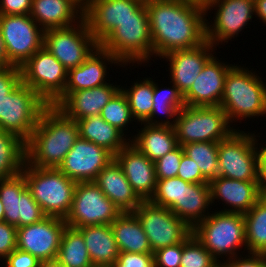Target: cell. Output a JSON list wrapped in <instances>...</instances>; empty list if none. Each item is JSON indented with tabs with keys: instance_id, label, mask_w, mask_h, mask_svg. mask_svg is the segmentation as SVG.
Segmentation results:
<instances>
[{
	"instance_id": "23",
	"label": "cell",
	"mask_w": 266,
	"mask_h": 267,
	"mask_svg": "<svg viewBox=\"0 0 266 267\" xmlns=\"http://www.w3.org/2000/svg\"><path fill=\"white\" fill-rule=\"evenodd\" d=\"M114 160L137 195L142 200H150L157 183L154 162L130 142L114 156Z\"/></svg>"
},
{
	"instance_id": "39",
	"label": "cell",
	"mask_w": 266,
	"mask_h": 267,
	"mask_svg": "<svg viewBox=\"0 0 266 267\" xmlns=\"http://www.w3.org/2000/svg\"><path fill=\"white\" fill-rule=\"evenodd\" d=\"M100 116L103 120L116 127L123 134L125 133V136L128 137L129 135L126 134L128 125L133 121L136 122L132 116L127 97L121 89L103 107Z\"/></svg>"
},
{
	"instance_id": "44",
	"label": "cell",
	"mask_w": 266,
	"mask_h": 267,
	"mask_svg": "<svg viewBox=\"0 0 266 267\" xmlns=\"http://www.w3.org/2000/svg\"><path fill=\"white\" fill-rule=\"evenodd\" d=\"M113 267H155L153 253L120 252Z\"/></svg>"
},
{
	"instance_id": "20",
	"label": "cell",
	"mask_w": 266,
	"mask_h": 267,
	"mask_svg": "<svg viewBox=\"0 0 266 267\" xmlns=\"http://www.w3.org/2000/svg\"><path fill=\"white\" fill-rule=\"evenodd\" d=\"M226 63L228 62H221L215 55L206 62L189 91L183 96L185 106H220L226 75L234 66Z\"/></svg>"
},
{
	"instance_id": "26",
	"label": "cell",
	"mask_w": 266,
	"mask_h": 267,
	"mask_svg": "<svg viewBox=\"0 0 266 267\" xmlns=\"http://www.w3.org/2000/svg\"><path fill=\"white\" fill-rule=\"evenodd\" d=\"M79 0H32L30 16L45 31L70 27L83 18Z\"/></svg>"
},
{
	"instance_id": "15",
	"label": "cell",
	"mask_w": 266,
	"mask_h": 267,
	"mask_svg": "<svg viewBox=\"0 0 266 267\" xmlns=\"http://www.w3.org/2000/svg\"><path fill=\"white\" fill-rule=\"evenodd\" d=\"M204 7L206 14L214 7L217 10L210 21L214 23L206 18V40L214 47L237 37L255 16L254 0H211Z\"/></svg>"
},
{
	"instance_id": "58",
	"label": "cell",
	"mask_w": 266,
	"mask_h": 267,
	"mask_svg": "<svg viewBox=\"0 0 266 267\" xmlns=\"http://www.w3.org/2000/svg\"><path fill=\"white\" fill-rule=\"evenodd\" d=\"M216 267H223V265L221 263H219Z\"/></svg>"
},
{
	"instance_id": "17",
	"label": "cell",
	"mask_w": 266,
	"mask_h": 267,
	"mask_svg": "<svg viewBox=\"0 0 266 267\" xmlns=\"http://www.w3.org/2000/svg\"><path fill=\"white\" fill-rule=\"evenodd\" d=\"M144 3L145 0H88L83 17L100 44L119 24L136 19V11Z\"/></svg>"
},
{
	"instance_id": "30",
	"label": "cell",
	"mask_w": 266,
	"mask_h": 267,
	"mask_svg": "<svg viewBox=\"0 0 266 267\" xmlns=\"http://www.w3.org/2000/svg\"><path fill=\"white\" fill-rule=\"evenodd\" d=\"M141 125L144 126L135 136H131L130 143L151 161H157L179 146L174 127L146 123Z\"/></svg>"
},
{
	"instance_id": "43",
	"label": "cell",
	"mask_w": 266,
	"mask_h": 267,
	"mask_svg": "<svg viewBox=\"0 0 266 267\" xmlns=\"http://www.w3.org/2000/svg\"><path fill=\"white\" fill-rule=\"evenodd\" d=\"M183 242L153 252L155 267H180Z\"/></svg>"
},
{
	"instance_id": "14",
	"label": "cell",
	"mask_w": 266,
	"mask_h": 267,
	"mask_svg": "<svg viewBox=\"0 0 266 267\" xmlns=\"http://www.w3.org/2000/svg\"><path fill=\"white\" fill-rule=\"evenodd\" d=\"M120 214L121 211L104 195L95 182H78L65 223L75 229L111 224Z\"/></svg>"
},
{
	"instance_id": "29",
	"label": "cell",
	"mask_w": 266,
	"mask_h": 267,
	"mask_svg": "<svg viewBox=\"0 0 266 267\" xmlns=\"http://www.w3.org/2000/svg\"><path fill=\"white\" fill-rule=\"evenodd\" d=\"M210 206L212 203L209 183H189L183 180L181 200L171 211L193 229L210 214Z\"/></svg>"
},
{
	"instance_id": "16",
	"label": "cell",
	"mask_w": 266,
	"mask_h": 267,
	"mask_svg": "<svg viewBox=\"0 0 266 267\" xmlns=\"http://www.w3.org/2000/svg\"><path fill=\"white\" fill-rule=\"evenodd\" d=\"M0 199L4 207V221L16 228L34 224L46 217L27 188L22 173L0 179Z\"/></svg>"
},
{
	"instance_id": "12",
	"label": "cell",
	"mask_w": 266,
	"mask_h": 267,
	"mask_svg": "<svg viewBox=\"0 0 266 267\" xmlns=\"http://www.w3.org/2000/svg\"><path fill=\"white\" fill-rule=\"evenodd\" d=\"M142 224L152 252L184 242L192 228L168 208L143 200L133 212Z\"/></svg>"
},
{
	"instance_id": "18",
	"label": "cell",
	"mask_w": 266,
	"mask_h": 267,
	"mask_svg": "<svg viewBox=\"0 0 266 267\" xmlns=\"http://www.w3.org/2000/svg\"><path fill=\"white\" fill-rule=\"evenodd\" d=\"M66 226L65 219L46 216L39 222L17 228V248L41 262L56 259Z\"/></svg>"
},
{
	"instance_id": "42",
	"label": "cell",
	"mask_w": 266,
	"mask_h": 267,
	"mask_svg": "<svg viewBox=\"0 0 266 267\" xmlns=\"http://www.w3.org/2000/svg\"><path fill=\"white\" fill-rule=\"evenodd\" d=\"M183 153V148L179 145L176 149L155 161L156 179L177 177Z\"/></svg>"
},
{
	"instance_id": "10",
	"label": "cell",
	"mask_w": 266,
	"mask_h": 267,
	"mask_svg": "<svg viewBox=\"0 0 266 267\" xmlns=\"http://www.w3.org/2000/svg\"><path fill=\"white\" fill-rule=\"evenodd\" d=\"M99 45L84 17L73 26L44 31L43 46L67 71L80 66Z\"/></svg>"
},
{
	"instance_id": "37",
	"label": "cell",
	"mask_w": 266,
	"mask_h": 267,
	"mask_svg": "<svg viewBox=\"0 0 266 267\" xmlns=\"http://www.w3.org/2000/svg\"><path fill=\"white\" fill-rule=\"evenodd\" d=\"M122 92L126 95L133 118L140 124L144 123L152 113L154 80L152 78H143L134 81L131 88H123Z\"/></svg>"
},
{
	"instance_id": "4",
	"label": "cell",
	"mask_w": 266,
	"mask_h": 267,
	"mask_svg": "<svg viewBox=\"0 0 266 267\" xmlns=\"http://www.w3.org/2000/svg\"><path fill=\"white\" fill-rule=\"evenodd\" d=\"M27 188L46 216L66 219L77 183L58 168H38L23 165Z\"/></svg>"
},
{
	"instance_id": "24",
	"label": "cell",
	"mask_w": 266,
	"mask_h": 267,
	"mask_svg": "<svg viewBox=\"0 0 266 267\" xmlns=\"http://www.w3.org/2000/svg\"><path fill=\"white\" fill-rule=\"evenodd\" d=\"M260 181H241L217 176L210 184L211 203L221 200L228 207L221 212L242 213L248 212L262 197ZM230 208V209H229Z\"/></svg>"
},
{
	"instance_id": "33",
	"label": "cell",
	"mask_w": 266,
	"mask_h": 267,
	"mask_svg": "<svg viewBox=\"0 0 266 267\" xmlns=\"http://www.w3.org/2000/svg\"><path fill=\"white\" fill-rule=\"evenodd\" d=\"M171 88L165 86L159 88L158 82L154 81L153 109L151 116L144 122L148 125L175 126L178 112L185 106L183 95L172 83ZM159 114L165 115L164 120L160 119ZM154 117L157 119H154ZM170 118V119H169Z\"/></svg>"
},
{
	"instance_id": "48",
	"label": "cell",
	"mask_w": 266,
	"mask_h": 267,
	"mask_svg": "<svg viewBox=\"0 0 266 267\" xmlns=\"http://www.w3.org/2000/svg\"><path fill=\"white\" fill-rule=\"evenodd\" d=\"M225 260L221 262L223 267H266V254L248 252L245 257L240 254Z\"/></svg>"
},
{
	"instance_id": "22",
	"label": "cell",
	"mask_w": 266,
	"mask_h": 267,
	"mask_svg": "<svg viewBox=\"0 0 266 267\" xmlns=\"http://www.w3.org/2000/svg\"><path fill=\"white\" fill-rule=\"evenodd\" d=\"M215 48L207 40L194 48L175 50L161 59H166L170 71V84L173 83L184 96L199 76L206 62L213 56Z\"/></svg>"
},
{
	"instance_id": "3",
	"label": "cell",
	"mask_w": 266,
	"mask_h": 267,
	"mask_svg": "<svg viewBox=\"0 0 266 267\" xmlns=\"http://www.w3.org/2000/svg\"><path fill=\"white\" fill-rule=\"evenodd\" d=\"M234 63L228 71L220 107L230 123L266 114V83L256 70ZM236 120V121H235Z\"/></svg>"
},
{
	"instance_id": "56",
	"label": "cell",
	"mask_w": 266,
	"mask_h": 267,
	"mask_svg": "<svg viewBox=\"0 0 266 267\" xmlns=\"http://www.w3.org/2000/svg\"><path fill=\"white\" fill-rule=\"evenodd\" d=\"M188 1H193L202 5H206L208 2H210L211 0H188Z\"/></svg>"
},
{
	"instance_id": "31",
	"label": "cell",
	"mask_w": 266,
	"mask_h": 267,
	"mask_svg": "<svg viewBox=\"0 0 266 267\" xmlns=\"http://www.w3.org/2000/svg\"><path fill=\"white\" fill-rule=\"evenodd\" d=\"M77 123L81 138L99 145L113 156L130 142L131 137L124 136L125 134L103 120L100 115L77 120Z\"/></svg>"
},
{
	"instance_id": "13",
	"label": "cell",
	"mask_w": 266,
	"mask_h": 267,
	"mask_svg": "<svg viewBox=\"0 0 266 267\" xmlns=\"http://www.w3.org/2000/svg\"><path fill=\"white\" fill-rule=\"evenodd\" d=\"M8 66L20 68L44 44V30L30 15H0Z\"/></svg>"
},
{
	"instance_id": "38",
	"label": "cell",
	"mask_w": 266,
	"mask_h": 267,
	"mask_svg": "<svg viewBox=\"0 0 266 267\" xmlns=\"http://www.w3.org/2000/svg\"><path fill=\"white\" fill-rule=\"evenodd\" d=\"M219 142H196L182 145L184 154L195 161L201 174L210 182L218 176Z\"/></svg>"
},
{
	"instance_id": "19",
	"label": "cell",
	"mask_w": 266,
	"mask_h": 267,
	"mask_svg": "<svg viewBox=\"0 0 266 267\" xmlns=\"http://www.w3.org/2000/svg\"><path fill=\"white\" fill-rule=\"evenodd\" d=\"M113 159L109 151L79 136L58 169L76 183L94 182Z\"/></svg>"
},
{
	"instance_id": "47",
	"label": "cell",
	"mask_w": 266,
	"mask_h": 267,
	"mask_svg": "<svg viewBox=\"0 0 266 267\" xmlns=\"http://www.w3.org/2000/svg\"><path fill=\"white\" fill-rule=\"evenodd\" d=\"M21 81L20 68L16 66L0 68V99L5 98Z\"/></svg>"
},
{
	"instance_id": "54",
	"label": "cell",
	"mask_w": 266,
	"mask_h": 267,
	"mask_svg": "<svg viewBox=\"0 0 266 267\" xmlns=\"http://www.w3.org/2000/svg\"><path fill=\"white\" fill-rule=\"evenodd\" d=\"M39 267H64L57 259L42 261Z\"/></svg>"
},
{
	"instance_id": "35",
	"label": "cell",
	"mask_w": 266,
	"mask_h": 267,
	"mask_svg": "<svg viewBox=\"0 0 266 267\" xmlns=\"http://www.w3.org/2000/svg\"><path fill=\"white\" fill-rule=\"evenodd\" d=\"M56 259L64 267H93L82 234L68 226L62 233Z\"/></svg>"
},
{
	"instance_id": "6",
	"label": "cell",
	"mask_w": 266,
	"mask_h": 267,
	"mask_svg": "<svg viewBox=\"0 0 266 267\" xmlns=\"http://www.w3.org/2000/svg\"><path fill=\"white\" fill-rule=\"evenodd\" d=\"M192 233L219 262L246 249L245 221L242 213L214 211L199 222ZM236 251V252H235ZM239 252V253H237ZM225 256V257H224ZM223 258L220 260L219 258Z\"/></svg>"
},
{
	"instance_id": "1",
	"label": "cell",
	"mask_w": 266,
	"mask_h": 267,
	"mask_svg": "<svg viewBox=\"0 0 266 267\" xmlns=\"http://www.w3.org/2000/svg\"><path fill=\"white\" fill-rule=\"evenodd\" d=\"M154 56L191 49L206 41V11L188 0H146Z\"/></svg>"
},
{
	"instance_id": "11",
	"label": "cell",
	"mask_w": 266,
	"mask_h": 267,
	"mask_svg": "<svg viewBox=\"0 0 266 267\" xmlns=\"http://www.w3.org/2000/svg\"><path fill=\"white\" fill-rule=\"evenodd\" d=\"M20 70L22 83L36 91L48 105L64 93L68 71L44 46Z\"/></svg>"
},
{
	"instance_id": "41",
	"label": "cell",
	"mask_w": 266,
	"mask_h": 267,
	"mask_svg": "<svg viewBox=\"0 0 266 267\" xmlns=\"http://www.w3.org/2000/svg\"><path fill=\"white\" fill-rule=\"evenodd\" d=\"M182 194L183 179L180 177L157 179L156 190L150 201L171 210L181 200Z\"/></svg>"
},
{
	"instance_id": "27",
	"label": "cell",
	"mask_w": 266,
	"mask_h": 267,
	"mask_svg": "<svg viewBox=\"0 0 266 267\" xmlns=\"http://www.w3.org/2000/svg\"><path fill=\"white\" fill-rule=\"evenodd\" d=\"M94 182L121 213H133L143 201L114 159L99 172Z\"/></svg>"
},
{
	"instance_id": "45",
	"label": "cell",
	"mask_w": 266,
	"mask_h": 267,
	"mask_svg": "<svg viewBox=\"0 0 266 267\" xmlns=\"http://www.w3.org/2000/svg\"><path fill=\"white\" fill-rule=\"evenodd\" d=\"M177 177H180L189 183H209V181L201 174L195 161L184 153L182 154Z\"/></svg>"
},
{
	"instance_id": "36",
	"label": "cell",
	"mask_w": 266,
	"mask_h": 267,
	"mask_svg": "<svg viewBox=\"0 0 266 267\" xmlns=\"http://www.w3.org/2000/svg\"><path fill=\"white\" fill-rule=\"evenodd\" d=\"M25 163V142L0 129V179L16 176Z\"/></svg>"
},
{
	"instance_id": "40",
	"label": "cell",
	"mask_w": 266,
	"mask_h": 267,
	"mask_svg": "<svg viewBox=\"0 0 266 267\" xmlns=\"http://www.w3.org/2000/svg\"><path fill=\"white\" fill-rule=\"evenodd\" d=\"M218 264L193 233L183 242L180 267H216Z\"/></svg>"
},
{
	"instance_id": "53",
	"label": "cell",
	"mask_w": 266,
	"mask_h": 267,
	"mask_svg": "<svg viewBox=\"0 0 266 267\" xmlns=\"http://www.w3.org/2000/svg\"><path fill=\"white\" fill-rule=\"evenodd\" d=\"M8 66V57L6 55V49L0 30V68Z\"/></svg>"
},
{
	"instance_id": "9",
	"label": "cell",
	"mask_w": 266,
	"mask_h": 267,
	"mask_svg": "<svg viewBox=\"0 0 266 267\" xmlns=\"http://www.w3.org/2000/svg\"><path fill=\"white\" fill-rule=\"evenodd\" d=\"M48 104L22 81L0 99V129L26 142Z\"/></svg>"
},
{
	"instance_id": "25",
	"label": "cell",
	"mask_w": 266,
	"mask_h": 267,
	"mask_svg": "<svg viewBox=\"0 0 266 267\" xmlns=\"http://www.w3.org/2000/svg\"><path fill=\"white\" fill-rule=\"evenodd\" d=\"M99 87L71 92L58 106L68 118L75 121L86 117L99 116L103 107L121 89L113 83Z\"/></svg>"
},
{
	"instance_id": "28",
	"label": "cell",
	"mask_w": 266,
	"mask_h": 267,
	"mask_svg": "<svg viewBox=\"0 0 266 267\" xmlns=\"http://www.w3.org/2000/svg\"><path fill=\"white\" fill-rule=\"evenodd\" d=\"M83 236L93 267H113L120 254L110 224L76 228Z\"/></svg>"
},
{
	"instance_id": "49",
	"label": "cell",
	"mask_w": 266,
	"mask_h": 267,
	"mask_svg": "<svg viewBox=\"0 0 266 267\" xmlns=\"http://www.w3.org/2000/svg\"><path fill=\"white\" fill-rule=\"evenodd\" d=\"M4 261H2V264L5 267H39L41 263L29 252L19 250L18 248L13 250Z\"/></svg>"
},
{
	"instance_id": "32",
	"label": "cell",
	"mask_w": 266,
	"mask_h": 267,
	"mask_svg": "<svg viewBox=\"0 0 266 267\" xmlns=\"http://www.w3.org/2000/svg\"><path fill=\"white\" fill-rule=\"evenodd\" d=\"M110 225L120 252L153 253L134 213H121Z\"/></svg>"
},
{
	"instance_id": "55",
	"label": "cell",
	"mask_w": 266,
	"mask_h": 267,
	"mask_svg": "<svg viewBox=\"0 0 266 267\" xmlns=\"http://www.w3.org/2000/svg\"><path fill=\"white\" fill-rule=\"evenodd\" d=\"M0 222H4V207L0 199Z\"/></svg>"
},
{
	"instance_id": "2",
	"label": "cell",
	"mask_w": 266,
	"mask_h": 267,
	"mask_svg": "<svg viewBox=\"0 0 266 267\" xmlns=\"http://www.w3.org/2000/svg\"><path fill=\"white\" fill-rule=\"evenodd\" d=\"M78 137L77 121L48 105L25 142V162L38 168H58Z\"/></svg>"
},
{
	"instance_id": "5",
	"label": "cell",
	"mask_w": 266,
	"mask_h": 267,
	"mask_svg": "<svg viewBox=\"0 0 266 267\" xmlns=\"http://www.w3.org/2000/svg\"><path fill=\"white\" fill-rule=\"evenodd\" d=\"M100 46L114 55L123 66L146 64L151 57L155 59L146 1L136 11V19H127L119 24Z\"/></svg>"
},
{
	"instance_id": "8",
	"label": "cell",
	"mask_w": 266,
	"mask_h": 267,
	"mask_svg": "<svg viewBox=\"0 0 266 267\" xmlns=\"http://www.w3.org/2000/svg\"><path fill=\"white\" fill-rule=\"evenodd\" d=\"M220 107L184 106L177 114L175 132L180 146L196 142H220L236 129L230 127Z\"/></svg>"
},
{
	"instance_id": "52",
	"label": "cell",
	"mask_w": 266,
	"mask_h": 267,
	"mask_svg": "<svg viewBox=\"0 0 266 267\" xmlns=\"http://www.w3.org/2000/svg\"><path fill=\"white\" fill-rule=\"evenodd\" d=\"M255 17L266 24V0H254Z\"/></svg>"
},
{
	"instance_id": "46",
	"label": "cell",
	"mask_w": 266,
	"mask_h": 267,
	"mask_svg": "<svg viewBox=\"0 0 266 267\" xmlns=\"http://www.w3.org/2000/svg\"><path fill=\"white\" fill-rule=\"evenodd\" d=\"M17 228L8 223L0 222V260H4L17 248Z\"/></svg>"
},
{
	"instance_id": "57",
	"label": "cell",
	"mask_w": 266,
	"mask_h": 267,
	"mask_svg": "<svg viewBox=\"0 0 266 267\" xmlns=\"http://www.w3.org/2000/svg\"><path fill=\"white\" fill-rule=\"evenodd\" d=\"M82 4H85L88 0H79Z\"/></svg>"
},
{
	"instance_id": "51",
	"label": "cell",
	"mask_w": 266,
	"mask_h": 267,
	"mask_svg": "<svg viewBox=\"0 0 266 267\" xmlns=\"http://www.w3.org/2000/svg\"><path fill=\"white\" fill-rule=\"evenodd\" d=\"M262 146V147H261ZM260 157V194L266 196V144L259 146Z\"/></svg>"
},
{
	"instance_id": "34",
	"label": "cell",
	"mask_w": 266,
	"mask_h": 267,
	"mask_svg": "<svg viewBox=\"0 0 266 267\" xmlns=\"http://www.w3.org/2000/svg\"><path fill=\"white\" fill-rule=\"evenodd\" d=\"M243 217L247 253L266 254V196H262Z\"/></svg>"
},
{
	"instance_id": "21",
	"label": "cell",
	"mask_w": 266,
	"mask_h": 267,
	"mask_svg": "<svg viewBox=\"0 0 266 267\" xmlns=\"http://www.w3.org/2000/svg\"><path fill=\"white\" fill-rule=\"evenodd\" d=\"M110 64L114 66L116 64L117 67L121 65L125 68L114 55L99 45L80 66L68 71L64 93L52 105L57 107L71 92L109 83L106 81L109 76H106L108 75L107 65Z\"/></svg>"
},
{
	"instance_id": "7",
	"label": "cell",
	"mask_w": 266,
	"mask_h": 267,
	"mask_svg": "<svg viewBox=\"0 0 266 267\" xmlns=\"http://www.w3.org/2000/svg\"><path fill=\"white\" fill-rule=\"evenodd\" d=\"M235 130L218 144V176L241 180L260 181L258 135ZM259 144V145H258Z\"/></svg>"
},
{
	"instance_id": "50",
	"label": "cell",
	"mask_w": 266,
	"mask_h": 267,
	"mask_svg": "<svg viewBox=\"0 0 266 267\" xmlns=\"http://www.w3.org/2000/svg\"><path fill=\"white\" fill-rule=\"evenodd\" d=\"M32 0H0V15H30Z\"/></svg>"
}]
</instances>
